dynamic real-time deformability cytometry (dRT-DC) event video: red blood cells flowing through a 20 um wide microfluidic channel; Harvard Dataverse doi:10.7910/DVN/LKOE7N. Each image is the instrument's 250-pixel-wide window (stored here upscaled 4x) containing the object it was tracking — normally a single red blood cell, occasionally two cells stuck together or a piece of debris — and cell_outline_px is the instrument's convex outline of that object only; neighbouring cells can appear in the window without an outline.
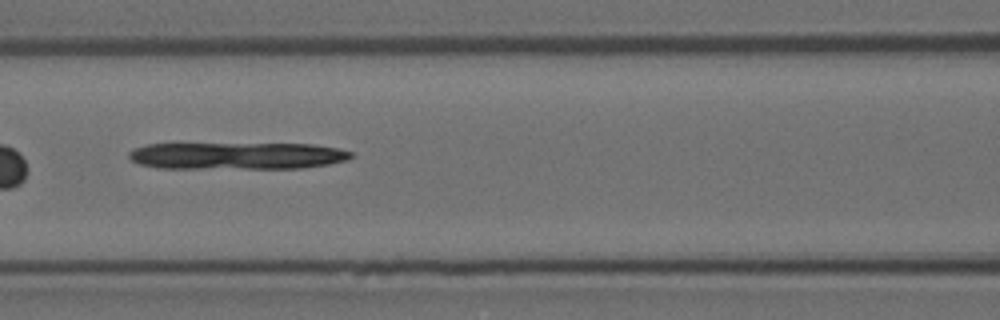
{"species": "Egyptian fruit bat (a non-hibernating species)", "species_latin": "Rousettus aegyptiacus", "temperature_condition": "room temperature", "stored_images_in_passage": 4, "camera_frame_rate_fps": 3000, "um_per_image_px": 0.085, "animal": {"sex": "female"}, "frame": {"image": 1, "passage_image": 3, "time_ms": 0.667, "image_size_px": [1000, 320], "cell_outline_px": [[356, 156], [348, 160], [328, 164], [304, 168], [160, 168], [140, 164], [132, 160], [128, 156], [128, 152], [136, 148], [148, 144], [312, 144], [340, 148], [352, 152]], "centroid_in_image_um": [20.22, 13.24], "position_along_channel_um": 146.4, "area_um2": 35.08}}